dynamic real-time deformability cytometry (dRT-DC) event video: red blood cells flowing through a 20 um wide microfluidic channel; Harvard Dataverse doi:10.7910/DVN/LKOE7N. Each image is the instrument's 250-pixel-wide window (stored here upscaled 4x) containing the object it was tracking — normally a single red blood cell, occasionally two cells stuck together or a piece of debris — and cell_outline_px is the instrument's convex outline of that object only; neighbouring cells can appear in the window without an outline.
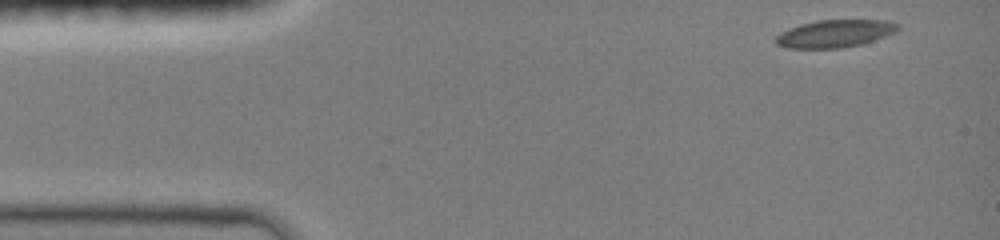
{"species": "common noctule bat (a hibernating species)", "species_latin": "Nyctalus noctula", "temperature_condition": "room temperature", "stored_images_in_passage": 42, "camera_frame_rate_fps": 3000, "um_per_image_px": 0.085, "animal": {"sex": "female", "body_mass_g": 19.0, "forearm_length_mm": 51.5}, "frame": {"image": 1, "passage_image": 1, "time_ms": 0.0, "image_size_px": [1000, 240], "cell_outline_px": [[900, 28], [884, 36], [860, 44], [840, 48], [788, 48], [776, 44], [772, 40], [780, 32], [800, 24], [820, 20], [884, 20], [900, 24]], "centroid_in_image_um": [70.9, 2.85], "position_along_channel_um": 14.1, "area_um2": 19.42}}
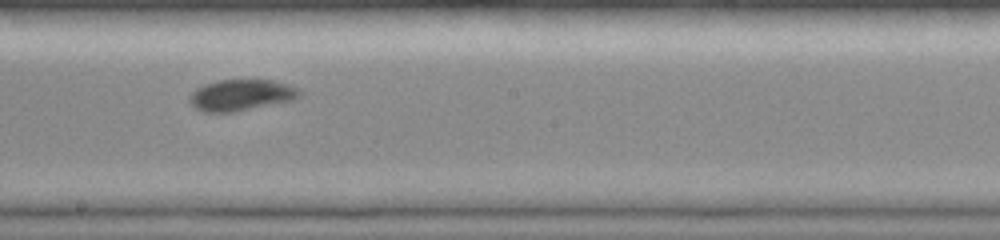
{"frame": {"image": 2, "passage_image": 24, "time_ms": 7.667, "image_size_px": [1000, 240], "cell_outline_px": [[300, 96], [292, 100], [232, 112], [204, 112], [196, 108], [188, 100], [192, 92], [196, 88], [204, 84], [220, 80], [272, 80], [288, 84], [296, 88], [300, 92]], "centroid_in_image_um": [20.46, 8.07], "position_along_channel_um": 227.7, "area_um2": 19.71}}
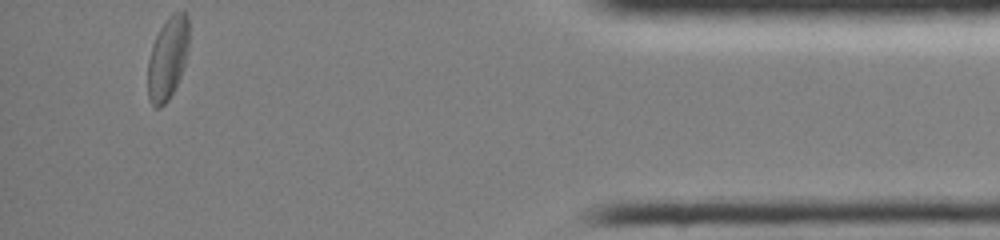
{"frame": {"image": 3, "passage_image": 42, "time_ms": 13.667, "image_size_px": [1000, 240], "cell_outline_px": [[188, 48], [184, 64], [180, 76], [168, 100], [160, 108], [156, 108], [148, 100], [148, 60], [152, 44], [160, 28], [168, 16], [172, 12], [184, 12], [188, 16]], "centroid_in_image_um": [14.23, 4.94], "position_along_channel_um": 421.0, "area_um2": 19.71}, "authors_computed_cell_mechanics": {"area_um2": 19.7098, "velocity_mm_per_s": 3.9898, "shape_relaxation_time_tau1_ms": 4.3106, "shape_relaxation_time_tau2_ms": 2.2312, "deformation_change_tau1": 0.1283, "deformation_change_tau2": 0.0433}}